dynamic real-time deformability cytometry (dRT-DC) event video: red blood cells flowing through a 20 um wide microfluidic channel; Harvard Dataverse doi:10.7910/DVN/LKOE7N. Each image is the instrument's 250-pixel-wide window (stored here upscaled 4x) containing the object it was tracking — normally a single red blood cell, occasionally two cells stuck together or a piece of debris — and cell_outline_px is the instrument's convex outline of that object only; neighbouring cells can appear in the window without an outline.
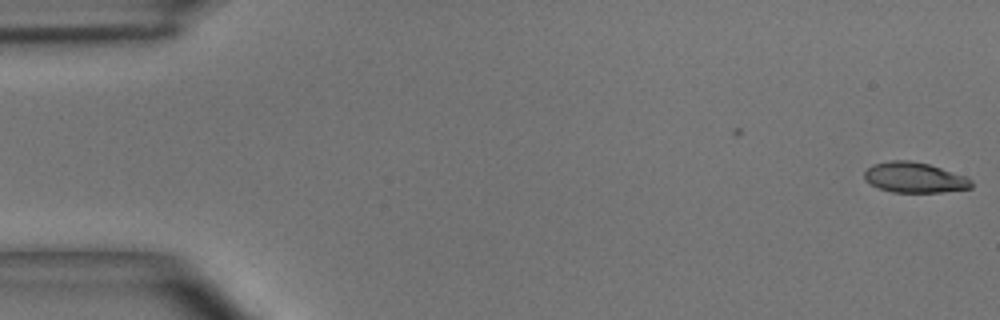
{"species": "common noctule bat (a hibernating species)", "species_latin": "Nyctalus noctula", "temperature_condition": "room temperature", "stored_images_in_passage": 41, "camera_frame_rate_fps": 3000, "um_per_image_px": 0.085, "animal": {"sex": "male", "body_mass_g": 15.6}, "frame": {"image": 1, "passage_image": 1, "time_ms": 0.0, "image_size_px": [1000, 320], "cell_outline_px": [[972, 188], [940, 192], [892, 192], [880, 188], [864, 180], [864, 172], [872, 164], [892, 160], [908, 160], [928, 164], [964, 176], [972, 180]], "centroid_in_image_um": [77.71, 15.09], "position_along_channel_um": 7.3, "area_um2": 18.73}}
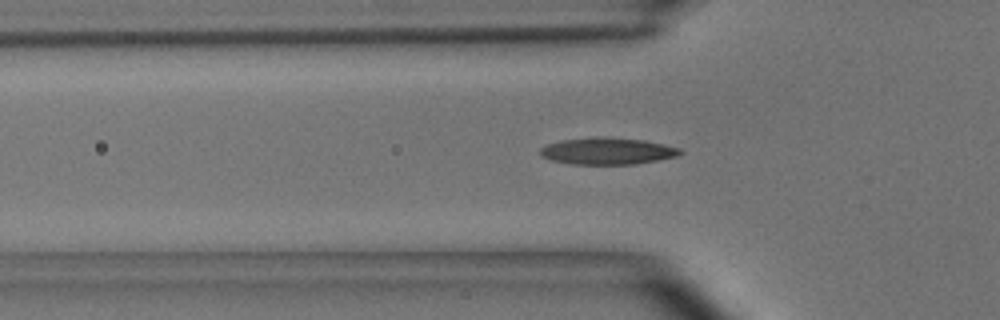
{"frame": {"image": 2, "passage_image": 16, "time_ms": 5.0, "image_size_px": [1000, 320], "cell_outline_px": [[684, 152], [676, 156], [636, 164], [572, 164], [552, 160], [540, 156], [540, 148], [548, 144], [560, 140], [596, 136], [600, 136], [644, 140], [664, 144], [680, 148]], "centroid_in_image_um": [51.62, 12.83], "position_along_channel_um": 74.2, "area_um2": 21.91}}
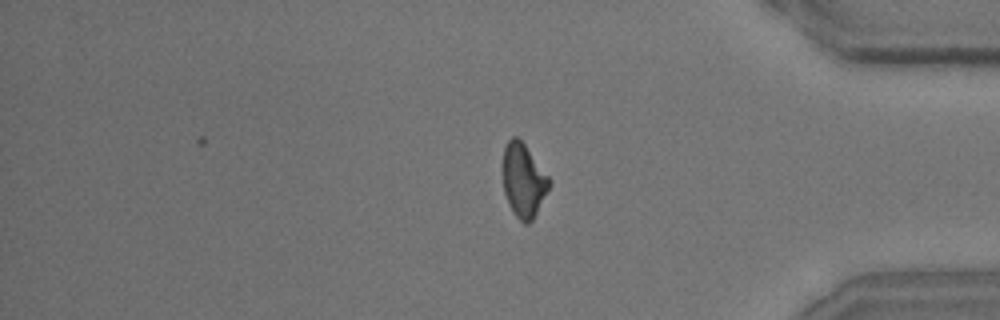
{"frame": {"image": 3, "passage_image": 41, "time_ms": 13.333, "image_size_px": [1000, 320], "cell_outline_px": [[552, 184], [532, 220], [528, 224], [524, 224], [512, 212], [508, 204], [504, 192], [504, 148], [508, 140], [512, 136], [516, 136], [524, 144], [552, 180]], "centroid_in_image_um": [44.52, 15.36], "position_along_channel_um": 390.7, "area_um2": 19.77}, "authors_computed_cell_mechanics": {"area_um2": 20.1722, "velocity_mm_per_s": 4.0674, "shape_relaxation_time_tau1_ms": 4.2408, "shape_relaxation_time_tau2_ms": 2.3326, "deformation_change_tau1": 0.159, "deformation_change_tau2": 0.0945}}